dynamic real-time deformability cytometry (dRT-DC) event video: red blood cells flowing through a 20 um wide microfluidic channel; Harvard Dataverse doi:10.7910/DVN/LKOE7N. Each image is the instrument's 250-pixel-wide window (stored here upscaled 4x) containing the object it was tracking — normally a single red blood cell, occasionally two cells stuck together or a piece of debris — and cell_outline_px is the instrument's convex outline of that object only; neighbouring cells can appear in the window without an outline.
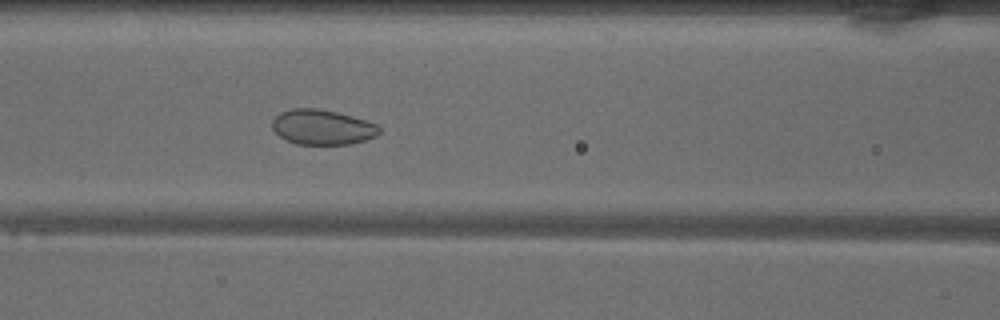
{"species": "common noctule bat (a hibernating species)", "species_latin": "Nyctalus noctula", "temperature_condition": "warm", "stored_images_in_passage": 49, "camera_frame_rate_fps": 3000, "um_per_image_px": 0.085, "animal": {"sex": "male", "body_mass_g": 18.8}, "frame": {"image": 1, "passage_image": 19, "time_ms": 6.0, "image_size_px": [1000, 320], "cell_outline_px": [[380, 132], [376, 136], [364, 140], [348, 144], [296, 144], [280, 136], [272, 128], [272, 120], [280, 112], [292, 108], [316, 108], [336, 112], [352, 116], [376, 124], [380, 128]], "centroid_in_image_um": [27.38, 10.8], "position_along_channel_um": 139.2, "area_um2": 21.68}}
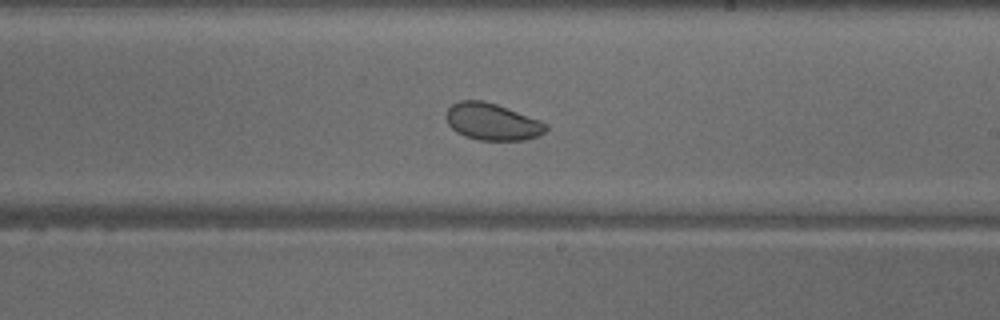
{"frame": {"image": 2, "passage_image": 27, "time_ms": 8.667, "image_size_px": [1000, 320], "cell_outline_px": [[548, 128], [540, 136], [524, 140], [480, 140], [464, 136], [456, 132], [448, 124], [444, 116], [448, 108], [452, 104], [460, 100], [484, 100], [496, 104], [540, 120], [548, 124]], "centroid_in_image_um": [41.82, 10.35], "position_along_channel_um": 247.2, "area_um2": 21.62}}
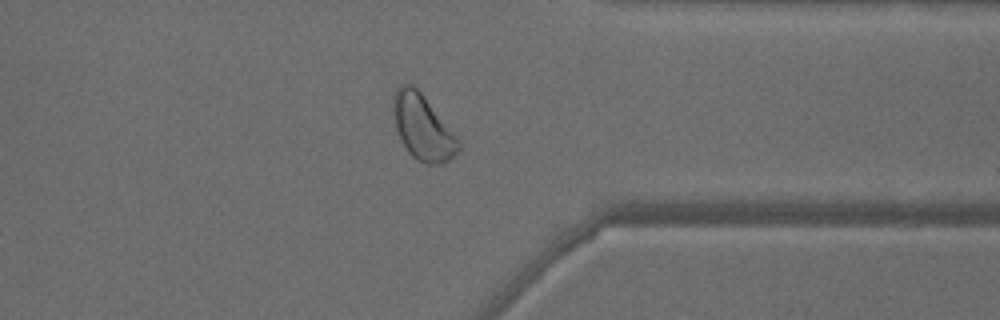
{"frame": {"image": 3, "passage_image": 37, "time_ms": 12.0, "image_size_px": [1000, 320], "cell_outline_px": [[460, 148], [448, 160], [440, 164], [424, 164], [412, 156], [408, 152], [396, 128], [392, 108], [392, 96], [396, 88], [400, 84], [412, 84], [420, 92], [460, 140]], "centroid_in_image_um": [35.9, 10.81], "position_along_channel_um": 375.5, "area_um2": 24.51}, "authors_computed_cell_mechanics": {"area_um2": 25.143, "velocity_mm_per_s": 4.0597, "shape_relaxation_time_tau1_ms": 2.7452, "shape_relaxation_time_tau2_ms": 4.739, "deformation_change_tau1": 0.0452, "deformation_change_tau2": 0.0673}}